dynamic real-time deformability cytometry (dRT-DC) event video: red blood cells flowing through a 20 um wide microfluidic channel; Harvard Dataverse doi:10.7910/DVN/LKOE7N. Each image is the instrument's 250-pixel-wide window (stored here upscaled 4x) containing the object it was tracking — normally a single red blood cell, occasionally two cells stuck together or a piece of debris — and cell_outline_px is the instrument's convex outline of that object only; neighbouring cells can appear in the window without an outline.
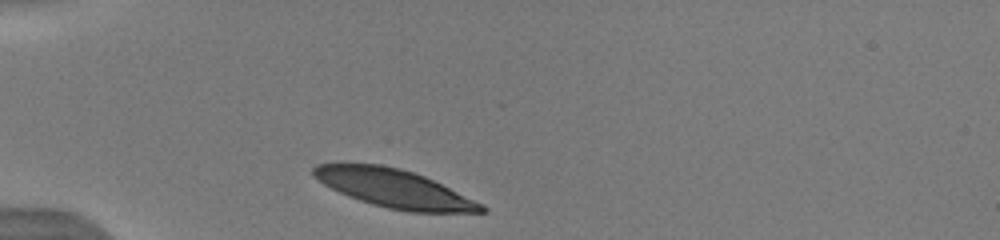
{"species": "human", "species_latin": "Homo sapiens", "temperature_condition": "warm", "stored_images_in_passage": 19, "camera_frame_rate_fps": 3000, "um_per_image_px": 0.085, "donor": {"sex": "male"}, "frame": {"image": 1, "passage_image": 1, "time_ms": 0.0, "image_size_px": [1000, 240], "cell_outline_px": [[488, 212], [412, 212], [388, 208], [372, 204], [348, 196], [324, 184], [312, 176], [312, 168], [316, 164], [380, 164], [400, 168], [424, 176], [484, 204], [488, 208]], "centroid_in_image_um": [33.52, 16.02], "position_along_channel_um": 51.5, "area_um2": 37.11}}